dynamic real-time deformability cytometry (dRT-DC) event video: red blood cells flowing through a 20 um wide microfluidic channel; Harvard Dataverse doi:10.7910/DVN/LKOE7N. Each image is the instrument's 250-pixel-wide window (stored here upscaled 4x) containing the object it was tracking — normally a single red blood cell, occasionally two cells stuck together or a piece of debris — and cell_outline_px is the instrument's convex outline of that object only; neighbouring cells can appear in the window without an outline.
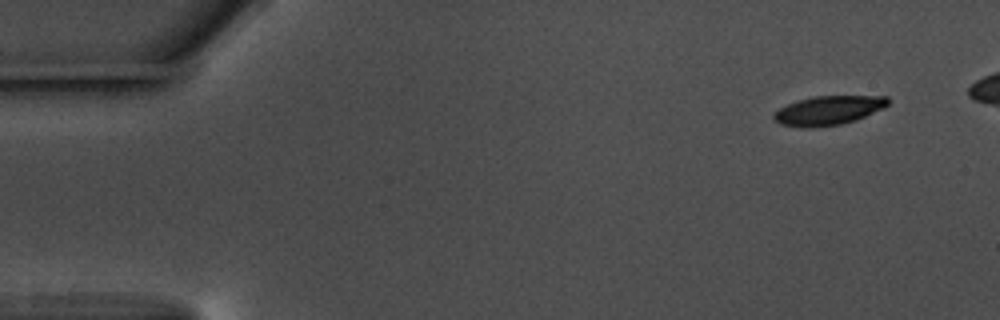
{"species": "common noctule bat (a hibernating species)", "species_latin": "Nyctalus noctula", "temperature_condition": "warm", "stored_images_in_passage": 10, "camera_frame_rate_fps": 3000, "um_per_image_px": 0.085, "animal": {"sex": "male", "body_mass_g": 17.5, "forearm_length_mm": 52.3}, "frame": {"image": 1, "passage_image": 1, "time_ms": 0.0, "image_size_px": [1000, 320], "cell_outline_px": [[888, 104], [884, 108], [856, 120], [840, 124], [812, 128], [804, 128], [780, 124], [772, 116], [780, 108], [796, 100], [812, 96], [888, 96]], "centroid_in_image_um": [70.41, 9.38], "position_along_channel_um": 14.6, "area_um2": 19.36}}